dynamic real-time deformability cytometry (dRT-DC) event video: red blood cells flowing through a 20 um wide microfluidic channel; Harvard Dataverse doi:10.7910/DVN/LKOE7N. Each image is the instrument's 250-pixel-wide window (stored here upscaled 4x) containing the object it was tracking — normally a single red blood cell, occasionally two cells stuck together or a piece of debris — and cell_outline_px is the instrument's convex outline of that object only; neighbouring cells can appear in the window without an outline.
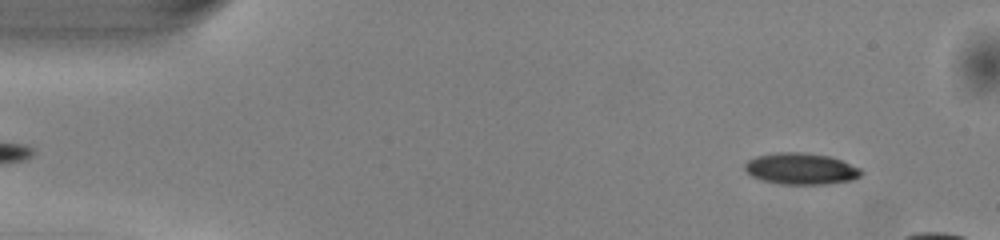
{"species": "common noctule bat (a hibernating species)", "species_latin": "Nyctalus noctula", "temperature_condition": "warm", "stored_images_in_passage": 9, "camera_frame_rate_fps": 3000, "um_per_image_px": 0.085, "animal": {"sex": "male", "body_mass_g": 13.0, "forearm_length_mm": 53.1}, "frame": {"image": 1, "passage_image": 3, "time_ms": 0.667, "image_size_px": [1000, 240], "cell_outline_px": [[864, 172], [860, 176], [852, 180], [824, 184], [780, 184], [760, 180], [752, 176], [744, 168], [744, 164], [748, 160], [756, 156], [776, 152], [804, 152], [832, 156], [860, 168]], "centroid_in_image_um": [68.08, 14.33], "position_along_channel_um": 16.9, "area_um2": 21.5}}